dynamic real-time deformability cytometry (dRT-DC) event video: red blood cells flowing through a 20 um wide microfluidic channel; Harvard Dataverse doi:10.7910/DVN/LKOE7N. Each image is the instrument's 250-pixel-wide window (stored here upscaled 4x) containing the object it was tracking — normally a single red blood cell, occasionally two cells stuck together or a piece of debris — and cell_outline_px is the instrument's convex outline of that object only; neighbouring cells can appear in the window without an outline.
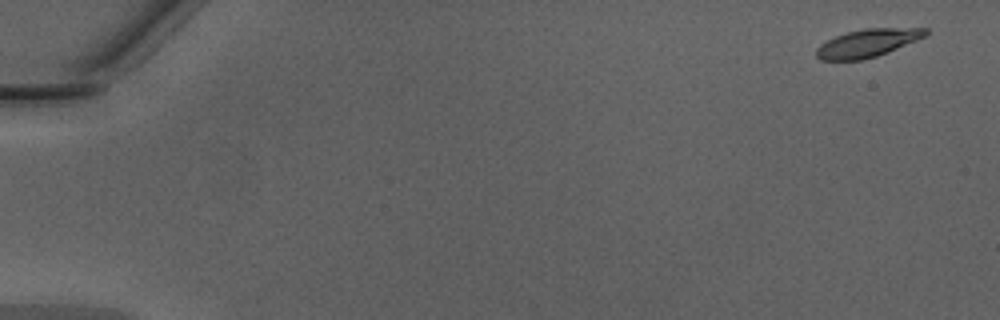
{"species": "Egyptian fruit bat (a non-hibernating species)", "species_latin": "Rousettus aegyptiacus", "temperature_condition": "warm", "stored_images_in_passage": 48, "camera_frame_rate_fps": 3000, "um_per_image_px": 0.085, "animal": {"sex": "male"}, "frame": {"image": 1, "passage_image": 1, "time_ms": 0.0, "image_size_px": [1000, 320], "cell_outline_px": [[928, 36], [888, 52], [876, 56], [860, 60], [820, 60], [816, 56], [816, 48], [820, 44], [836, 36], [848, 32], [864, 28], [928, 28]], "centroid_in_image_um": [73.77, 3.66], "position_along_channel_um": 11.2, "area_um2": 17.8}}
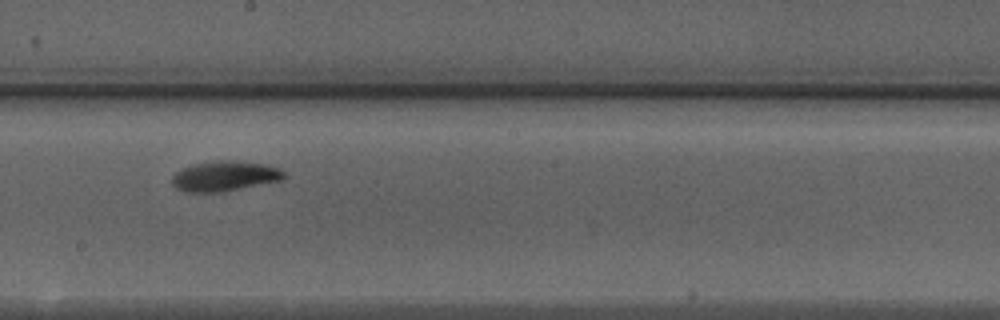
{"frame": {"image": 2, "passage_image": 28, "time_ms": 9.0, "image_size_px": [1000, 320], "cell_outline_px": [[288, 176], [280, 180], [220, 192], [184, 192], [176, 188], [172, 184], [172, 176], [180, 168], [192, 164], [220, 160], [228, 160], [264, 164], [280, 168]], "centroid_in_image_um": [19.06, 14.96], "position_along_channel_um": 229.1, "area_um2": 19.59}}
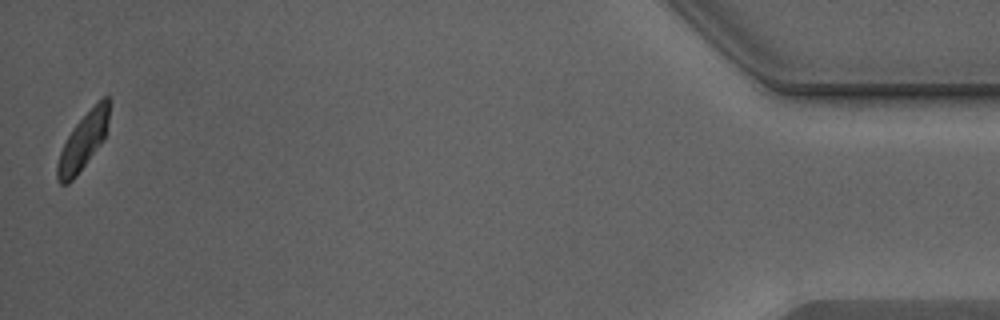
{"frame": {"image": 3, "passage_image": 48, "time_ms": 15.667, "image_size_px": [1000, 320], "cell_outline_px": [[112, 100], [104, 140], [76, 176], [68, 184], [60, 184], [56, 176], [56, 164], [60, 152], [72, 128], [104, 96], [108, 96]], "centroid_in_image_um": [7.08, 12.02], "position_along_channel_um": 428.1, "area_um2": 16.94}, "authors_computed_cell_mechanics": {"area_um2": 18.5827, "velocity_mm_per_s": 4.2621, "shape_relaxation_time_tau1_ms": 2.5636, "shape_relaxation_time_tau2_ms": 2.4427, "deformation_change_tau1": 0.1228, "deformation_change_tau2": 0.0757}}